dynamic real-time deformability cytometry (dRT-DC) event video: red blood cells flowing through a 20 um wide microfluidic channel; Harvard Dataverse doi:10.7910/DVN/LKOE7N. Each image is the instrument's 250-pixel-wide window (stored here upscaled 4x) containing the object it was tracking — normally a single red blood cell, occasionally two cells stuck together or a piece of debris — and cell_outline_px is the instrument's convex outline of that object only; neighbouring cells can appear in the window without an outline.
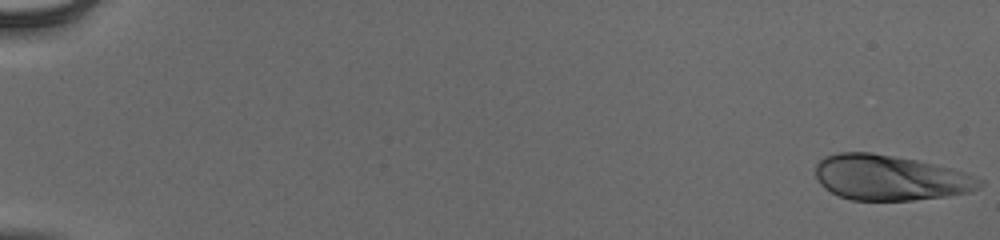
{"species": "human", "species_latin": "Homo sapiens", "temperature_condition": "cold", "stored_images_in_passage": 54, "camera_frame_rate_fps": 3000, "um_per_image_px": 0.085, "donor": {"sex": "male"}, "frame": {"image": 1, "passage_image": 1, "time_ms": 0.0, "image_size_px": [1000, 240], "cell_outline_px": [[984, 184], [980, 188], [972, 192], [944, 196], [912, 200], [852, 200], [840, 196], [824, 188], [820, 184], [816, 176], [816, 164], [824, 156], [840, 152], [872, 152], [916, 160], [952, 168], [976, 176], [984, 180]], "centroid_in_image_um": [75.68, 15.1], "position_along_channel_um": 9.3, "area_um2": 43.47}}
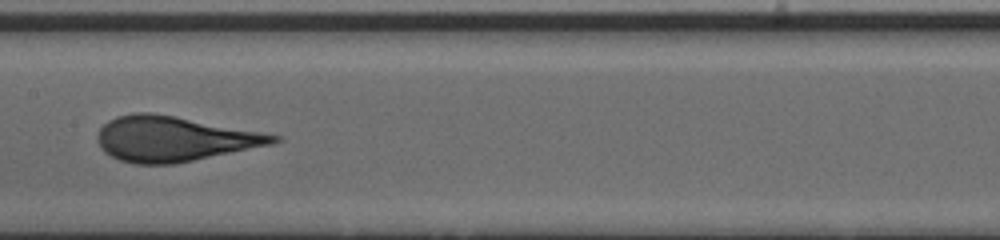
{"frame": {"image": 2, "passage_image": 30, "time_ms": 9.667, "image_size_px": [1000, 240], "cell_outline_px": [[280, 140], [272, 144], [172, 164], [136, 164], [120, 160], [104, 152], [100, 148], [96, 136], [100, 128], [108, 120], [116, 116], [132, 112], [148, 112], [176, 116], [260, 132], [280, 136]], "centroid_in_image_um": [14.7, 11.79], "position_along_channel_um": 192.7, "area_um2": 45.72}}
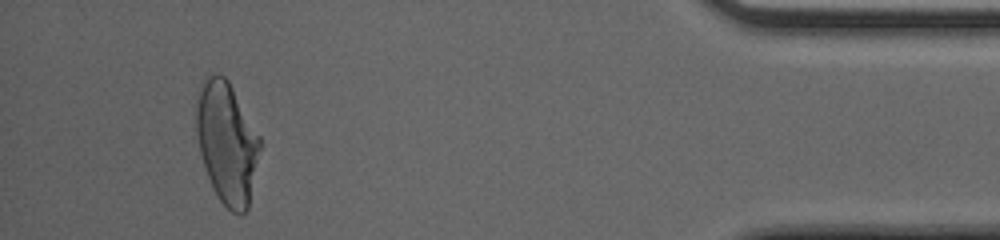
{"frame": {"image": 3, "passage_image": 51, "time_ms": 16.667, "image_size_px": [1000, 240], "cell_outline_px": [[260, 148], [248, 208], [240, 216], [232, 212], [216, 196], [212, 188], [200, 152], [196, 132], [196, 108], [200, 84], [204, 76], [208, 72], [216, 72], [224, 76], [228, 80], [260, 136]], "centroid_in_image_um": [19.27, 12.08], "position_along_channel_um": 415.9, "area_um2": 45.14}, "authors_computed_cell_mechanics": {"area_um2": 44.9395, "velocity_mm_per_s": 3.9475, "shape_relaxation_time_tau1_ms": 4.5404, "shape_relaxation_time_tau2_ms": null, "deformation_change_tau1": 0.205, "deformation_change_tau2": null}}